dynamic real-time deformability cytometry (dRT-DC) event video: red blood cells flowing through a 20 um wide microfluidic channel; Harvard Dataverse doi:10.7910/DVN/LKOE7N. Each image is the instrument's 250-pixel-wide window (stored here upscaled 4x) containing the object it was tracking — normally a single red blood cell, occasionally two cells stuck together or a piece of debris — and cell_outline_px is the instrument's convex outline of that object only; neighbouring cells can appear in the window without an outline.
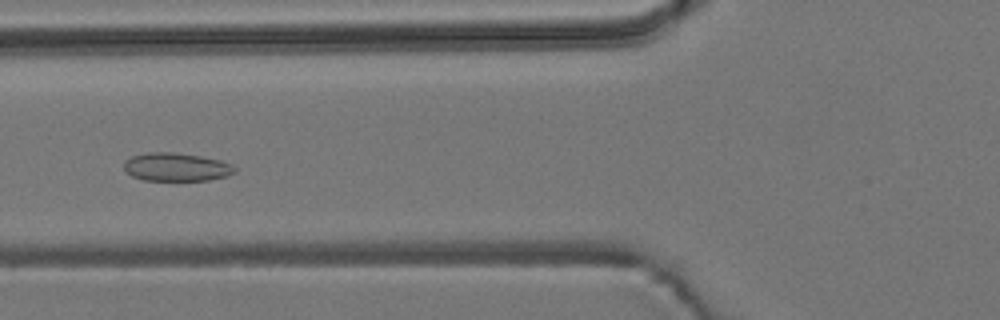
{"species": "common noctule bat (a hibernating species)", "species_latin": "Nyctalus noctula", "temperature_condition": "room temperature", "stored_images_in_passage": 46, "camera_frame_rate_fps": 3000, "um_per_image_px": 0.085, "animal": {"sex": "male", "body_mass_g": 19.2, "forearm_length_mm": 51.8}, "frame": {"image": 1, "passage_image": 13, "time_ms": 4.0, "image_size_px": [1000, 320], "cell_outline_px": [[236, 172], [224, 176], [208, 180], [144, 180], [132, 176], [124, 168], [124, 160], [132, 156], [148, 152], [172, 152], [200, 156], [220, 160], [232, 164], [236, 168]], "centroid_in_image_um": [14.98, 14.19], "position_along_channel_um": 110.8, "area_um2": 18.15}}
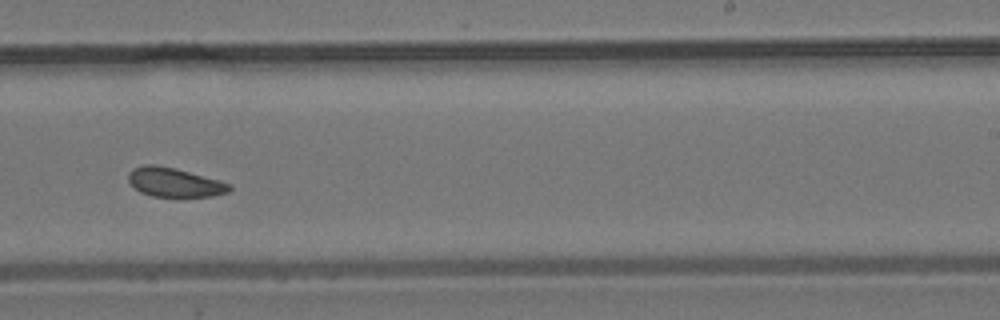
{"frame": {"image": 2, "passage_image": 26, "time_ms": 8.333, "image_size_px": [1000, 320], "cell_outline_px": [[232, 188], [228, 192], [212, 196], [180, 200], [152, 196], [140, 192], [128, 180], [128, 172], [132, 168], [144, 164], [156, 164], [176, 168], [220, 180], [232, 184]], "centroid_in_image_um": [14.86, 15.54], "position_along_channel_um": 274.1, "area_um2": 18.09}}
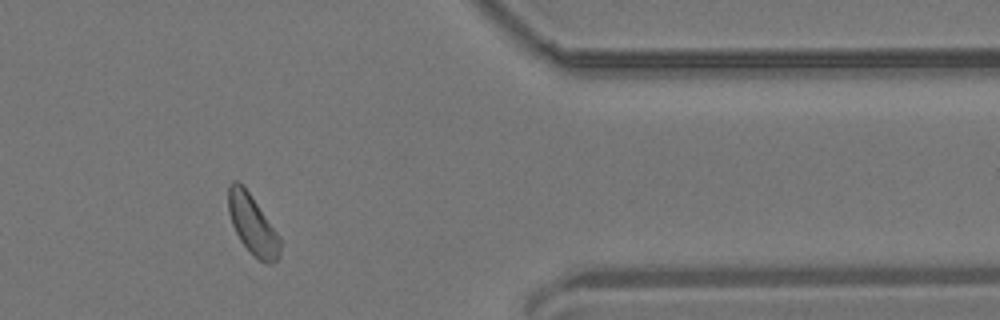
{"frame": {"image": 3, "passage_image": 37, "time_ms": 12.0, "image_size_px": [1000, 320], "cell_outline_px": [[280, 260], [272, 264], [268, 264], [260, 260], [240, 240], [232, 224], [228, 212], [228, 188], [232, 180], [236, 180], [248, 192], [280, 236]], "centroid_in_image_um": [21.48, 19.12], "position_along_channel_um": 389.9, "area_um2": 17.63}, "authors_computed_cell_mechanics": {"area_um2": 17.9758, "velocity_mm_per_s": 3.7762, "shape_relaxation_time_tau1_ms": null, "shape_relaxation_time_tau2_ms": 6.7518, "deformation_change_tau1": null, "deformation_change_tau2": 0.1288}}